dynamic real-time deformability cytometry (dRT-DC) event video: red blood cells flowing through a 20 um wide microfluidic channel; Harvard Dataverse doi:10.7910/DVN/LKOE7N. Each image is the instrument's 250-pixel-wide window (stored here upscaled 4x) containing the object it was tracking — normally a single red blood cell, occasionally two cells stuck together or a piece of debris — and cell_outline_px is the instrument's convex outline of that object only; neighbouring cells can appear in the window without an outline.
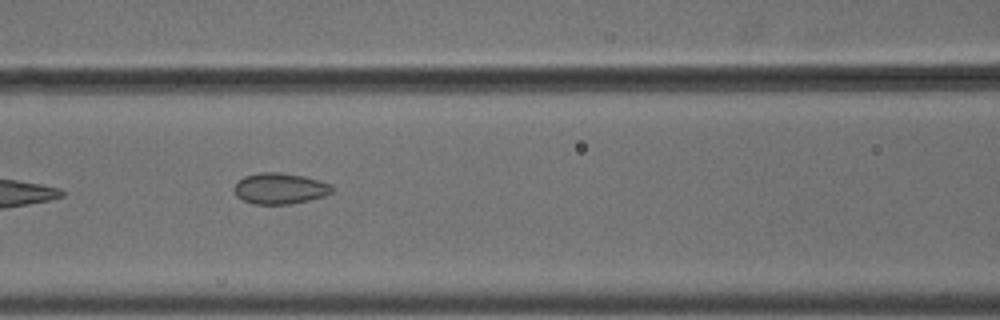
{"species": "common noctule bat (a hibernating species)", "species_latin": "Nyctalus noctula", "temperature_condition": "cold", "stored_images_in_passage": 8, "camera_frame_rate_fps": 3000, "um_per_image_px": 0.085, "animal": {"sex": "male", "body_mass_g": 18.8}, "frame": {"image": 1, "passage_image": 7, "time_ms": 2.0, "image_size_px": [1000, 320], "cell_outline_px": [[332, 192], [324, 196], [308, 200], [288, 204], [252, 204], [236, 196], [232, 188], [244, 176], [260, 172], [280, 172], [304, 176], [320, 180], [332, 184]], "centroid_in_image_um": [23.78, 16.01], "position_along_channel_um": 142.8, "area_um2": 17.74}}
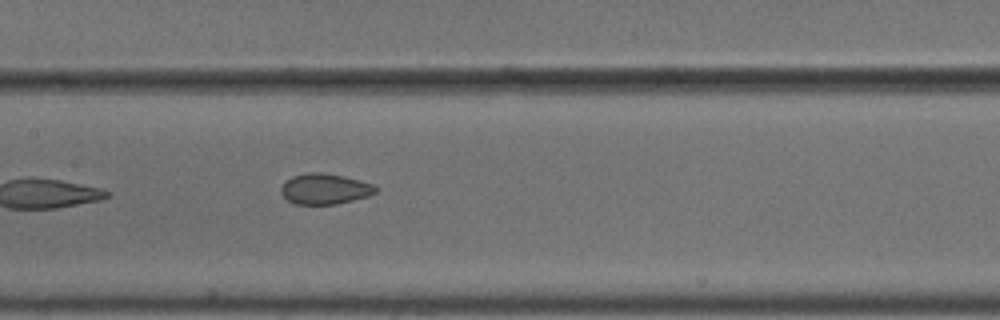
{"frame": {"image": 2, "passage_image": 8, "time_ms": 2.333, "image_size_px": [1000, 320], "cell_outline_px": [[380, 188], [376, 192], [368, 196], [336, 204], [296, 204], [288, 200], [280, 192], [280, 188], [292, 176], [308, 172], [320, 172], [344, 176], [360, 180], [372, 184]], "centroid_in_image_um": [27.63, 16.05], "position_along_channel_um": 179.8, "area_um2": 16.82}}